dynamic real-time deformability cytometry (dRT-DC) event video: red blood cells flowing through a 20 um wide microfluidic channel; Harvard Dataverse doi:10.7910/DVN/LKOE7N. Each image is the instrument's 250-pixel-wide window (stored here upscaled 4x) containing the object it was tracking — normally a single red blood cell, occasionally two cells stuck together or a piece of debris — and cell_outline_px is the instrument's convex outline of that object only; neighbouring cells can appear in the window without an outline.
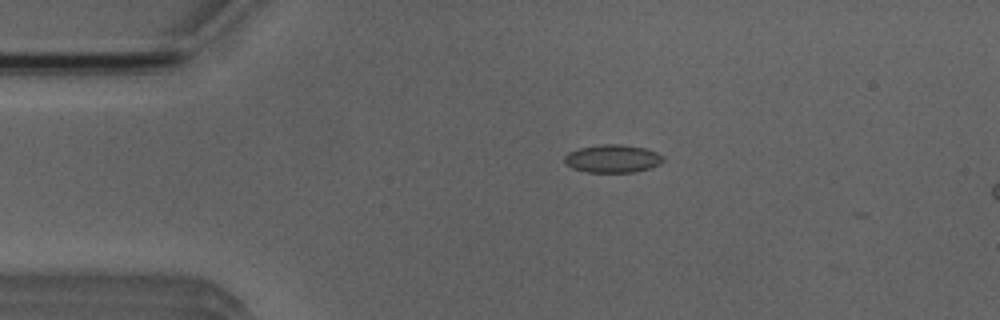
{"species": "Egyptian fruit bat (a non-hibernating species)", "species_latin": "Rousettus aegyptiacus", "temperature_condition": "room temperature", "stored_images_in_passage": 5, "camera_frame_rate_fps": 3000, "um_per_image_px": 0.085, "animal": {"sex": "male"}, "frame": {"image": 1, "passage_image": 3, "time_ms": 2.333, "image_size_px": [1000, 320], "cell_outline_px": [[664, 160], [660, 164], [636, 172], [588, 172], [572, 168], [564, 160], [564, 156], [568, 152], [580, 148], [600, 144], [620, 144], [644, 148], [656, 152], [664, 156]], "centroid_in_image_um": [52.08, 13.48], "position_along_channel_um": 32.9, "area_um2": 16.01}}